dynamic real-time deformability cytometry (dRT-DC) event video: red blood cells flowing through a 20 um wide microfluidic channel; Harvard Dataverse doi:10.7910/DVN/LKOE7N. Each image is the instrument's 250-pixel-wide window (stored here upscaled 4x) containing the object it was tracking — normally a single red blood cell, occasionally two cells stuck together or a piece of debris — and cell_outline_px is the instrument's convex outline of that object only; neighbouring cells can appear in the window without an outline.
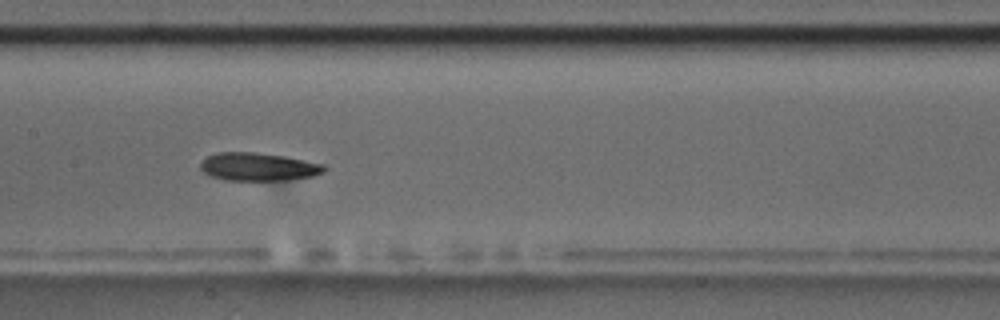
{"species": "common noctule bat (a hibernating species)", "species_latin": "Nyctalus noctula", "temperature_condition": "room temperature", "stored_images_in_passage": 31, "camera_frame_rate_fps": 3000, "um_per_image_px": 0.085, "animal": {"sex": "male", "body_mass_g": 17.5, "forearm_length_mm": 52.3}, "frame": {"image": 1, "passage_image": 14, "time_ms": 4.333, "image_size_px": [1000, 320], "cell_outline_px": [[328, 168], [324, 172], [312, 176], [284, 180], [224, 180], [212, 176], [204, 172], [200, 168], [200, 164], [208, 156], [216, 152], [252, 152], [280, 156], [324, 164]], "centroid_in_image_um": [21.95, 14.18], "position_along_channel_um": 185.5, "area_um2": 19.94}}
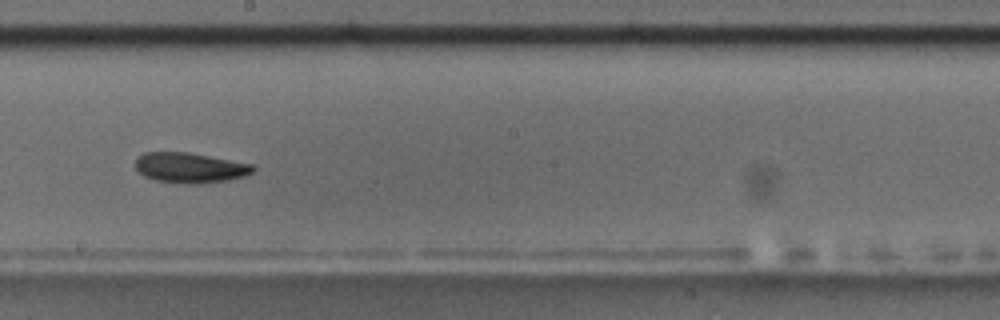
{"frame": {"image": 2, "passage_image": 18, "time_ms": 5.667, "image_size_px": [1000, 320], "cell_outline_px": [[256, 168], [252, 172], [244, 176], [228, 180], [200, 184], [184, 184], [156, 180], [144, 176], [136, 168], [136, 160], [144, 152], [188, 152], [252, 164]], "centroid_in_image_um": [16.16, 14.26], "position_along_channel_um": 232.0, "area_um2": 20.63}, "authors_computed_cell_mechanics": {"area_um2": 20.0566, "velocity_mm_per_s": 3.5145, "shape_relaxation_time_tau1_ms": 3.2309, "shape_relaxation_time_tau2_ms": 3.4832, "deformation_change_tau1": 0.1057, "deformation_change_tau2": 0.0894}}